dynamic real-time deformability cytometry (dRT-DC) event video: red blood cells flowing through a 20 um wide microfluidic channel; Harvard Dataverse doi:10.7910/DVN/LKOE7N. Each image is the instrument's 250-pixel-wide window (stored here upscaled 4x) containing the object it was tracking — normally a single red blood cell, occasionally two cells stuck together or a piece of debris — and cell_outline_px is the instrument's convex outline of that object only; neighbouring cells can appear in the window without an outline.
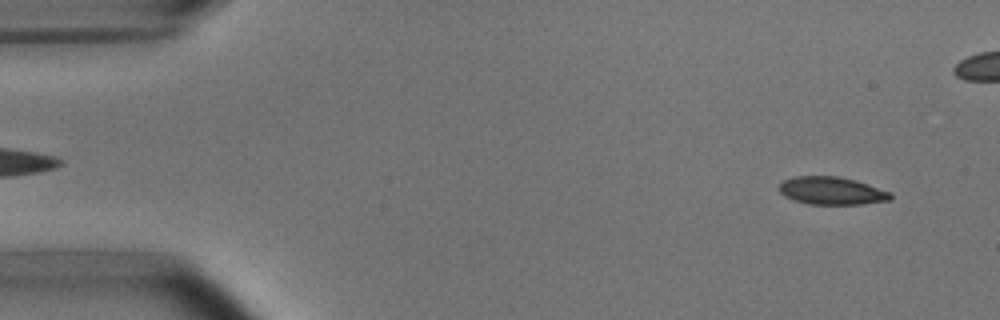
{"species": "common noctule bat (a hibernating species)", "species_latin": "Nyctalus noctula", "temperature_condition": "room temperature", "stored_images_in_passage": 46, "camera_frame_rate_fps": 3000, "um_per_image_px": 0.085, "animal": {"sex": "male", "body_mass_g": 15.6}, "frame": {"image": 1, "passage_image": 3, "time_ms": 0.667, "image_size_px": [1000, 320], "cell_outline_px": [[892, 200], [864, 204], [808, 204], [792, 200], [784, 196], [780, 192], [780, 184], [784, 180], [792, 176], [840, 176], [856, 180], [892, 192]], "centroid_in_image_um": [70.72, 16.21], "position_along_channel_um": 14.3, "area_um2": 18.26}}
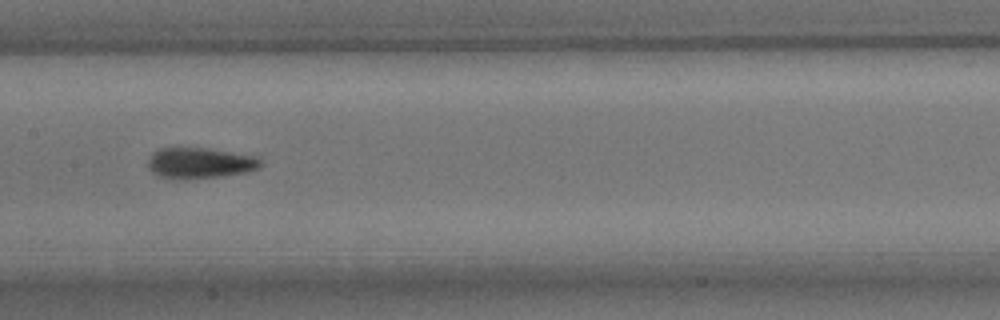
{"frame": {"image": 2, "passage_image": 25, "time_ms": 8.0, "image_size_px": [1000, 320], "cell_outline_px": [[264, 164], [260, 168], [248, 172], [224, 176], [180, 180], [172, 180], [156, 176], [148, 168], [148, 160], [152, 152], [160, 148], [208, 148], [256, 156], [264, 160]], "centroid_in_image_um": [17.01, 13.88], "position_along_channel_um": 190.4, "area_um2": 20.87}}
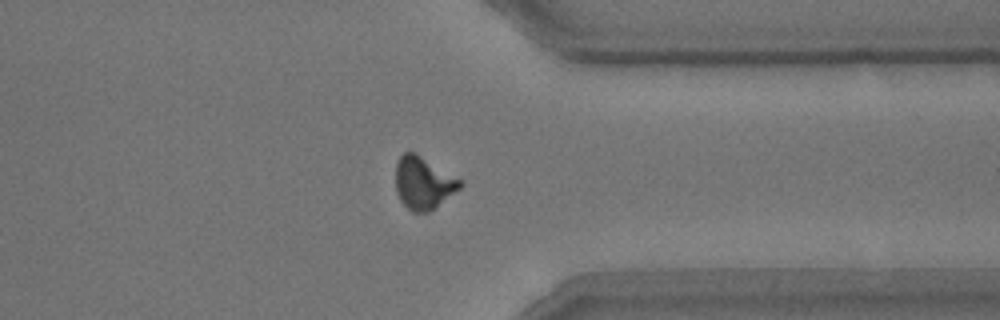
{"frame": {"image": 3, "passage_image": 40, "time_ms": 13.0, "image_size_px": [1000, 320], "cell_outline_px": [[464, 184], [460, 188], [428, 212], [412, 212], [400, 200], [396, 192], [396, 164], [400, 156], [404, 152], [416, 152], [460, 180]], "centroid_in_image_um": [35.95, 15.54], "position_along_channel_um": 375.4, "area_um2": 19.36}, "authors_computed_cell_mechanics": {"area_um2": 19.2185, "velocity_mm_per_s": 3.7949, "shape_relaxation_time_tau1_ms": 3.5885, "shape_relaxation_time_tau2_ms": 1.7102, "deformation_change_tau1": 0.1434, "deformation_change_tau2": 0.0745}}